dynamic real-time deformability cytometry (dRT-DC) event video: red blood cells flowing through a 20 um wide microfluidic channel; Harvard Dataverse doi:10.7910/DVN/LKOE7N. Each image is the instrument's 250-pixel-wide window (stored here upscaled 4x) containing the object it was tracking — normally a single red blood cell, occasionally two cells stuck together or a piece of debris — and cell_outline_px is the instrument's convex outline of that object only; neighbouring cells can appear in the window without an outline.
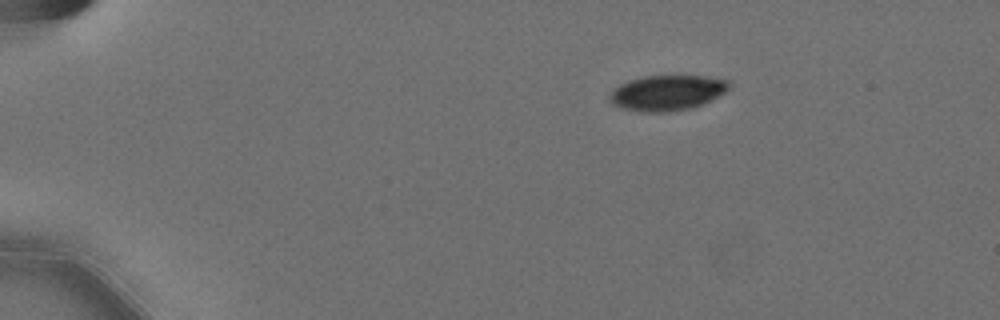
{"species": "Egyptian fruit bat (a non-hibernating species)", "species_latin": "Rousettus aegyptiacus", "temperature_condition": "cold", "stored_images_in_passage": 8, "camera_frame_rate_fps": 3000, "um_per_image_px": 0.085, "animal": {"sex": "female"}, "frame": {"image": 1, "passage_image": 1, "time_ms": 0.0, "image_size_px": [1000, 320], "cell_outline_px": [[732, 84], [720, 96], [704, 104], [688, 108], [668, 112], [640, 112], [624, 108], [612, 104], [608, 100], [608, 96], [620, 84], [628, 80], [644, 76], [708, 76], [728, 80]], "centroid_in_image_um": [56.72, 7.89], "position_along_channel_um": 28.3, "area_um2": 24.68}}